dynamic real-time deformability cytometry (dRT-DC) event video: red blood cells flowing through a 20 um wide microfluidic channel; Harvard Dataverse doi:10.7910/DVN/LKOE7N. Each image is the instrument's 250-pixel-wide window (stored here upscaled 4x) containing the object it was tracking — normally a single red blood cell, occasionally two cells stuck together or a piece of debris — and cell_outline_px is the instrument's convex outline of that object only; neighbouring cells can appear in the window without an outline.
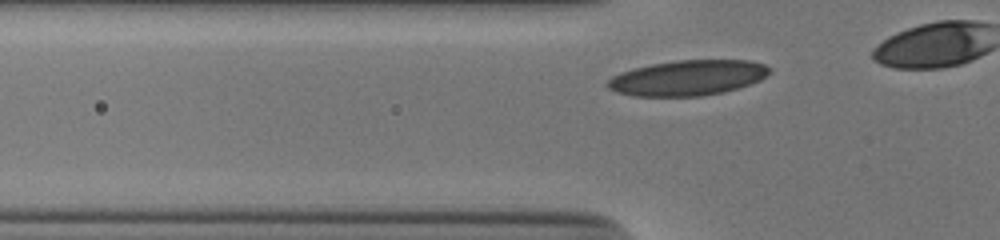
{"species": "human", "species_latin": "Homo sapiens", "temperature_condition": "cold", "stored_images_in_passage": 9, "camera_frame_rate_fps": 3000, "um_per_image_px": 0.085, "donor": {"sex": "male"}, "frame": {"image": 1, "passage_image": 3, "time_ms": 0.667, "image_size_px": [1000, 240], "cell_outline_px": [[772, 72], [768, 76], [760, 80], [724, 92], [700, 96], [636, 96], [616, 92], [608, 88], [604, 84], [612, 76], [620, 72], [632, 68], [652, 64], [676, 60], [752, 60], [764, 64], [772, 68]], "centroid_in_image_um": [58.46, 6.61], "position_along_channel_um": 67.3, "area_um2": 33.58}}
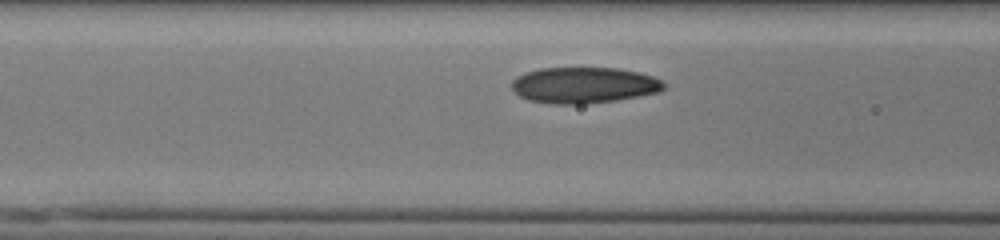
{"frame": {"image": 2, "passage_image": 7, "time_ms": 2.0, "image_size_px": [1000, 240], "cell_outline_px": [[664, 88], [660, 92], [616, 100], [584, 104], [552, 104], [528, 100], [520, 96], [512, 88], [512, 80], [516, 76], [524, 72], [540, 68], [616, 68], [640, 72], [652, 76], [660, 80], [664, 84]], "centroid_in_image_um": [49.61, 7.24], "position_along_channel_um": 117.0, "area_um2": 32.02}}